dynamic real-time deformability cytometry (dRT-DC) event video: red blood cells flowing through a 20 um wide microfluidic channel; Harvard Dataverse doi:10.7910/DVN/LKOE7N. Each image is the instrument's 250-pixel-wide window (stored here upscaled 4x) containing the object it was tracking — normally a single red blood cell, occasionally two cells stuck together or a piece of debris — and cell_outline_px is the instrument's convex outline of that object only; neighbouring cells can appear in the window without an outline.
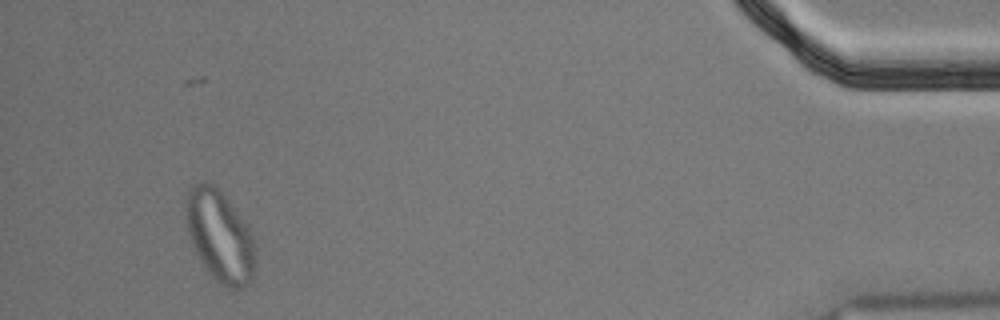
{"species": "Egyptian fruit bat (a non-hibernating species)", "species_latin": "Rousettus aegyptiacus", "temperature_condition": "cold", "stored_images_in_passage": 58, "segment_of_instrument_passage": [2, 2], "camera_frame_rate_fps": 3000, "um_per_image_px": 0.085, "animal": {"sex": "male"}, "frame": {"image": 1, "passage_image": 53, "time_ms": 17.333, "image_size_px": [1000, 320], "cell_outline_px": [[252, 280], [248, 284], [240, 288], [228, 288], [220, 284], [212, 276], [200, 260], [192, 244], [188, 232], [184, 208], [184, 200], [188, 188], [192, 184], [200, 180], [208, 180], [228, 200], [248, 228], [252, 240]], "centroid_in_image_um": [18.59, 20.0], "position_along_channel_um": 416.6, "area_um2": 36.36}}